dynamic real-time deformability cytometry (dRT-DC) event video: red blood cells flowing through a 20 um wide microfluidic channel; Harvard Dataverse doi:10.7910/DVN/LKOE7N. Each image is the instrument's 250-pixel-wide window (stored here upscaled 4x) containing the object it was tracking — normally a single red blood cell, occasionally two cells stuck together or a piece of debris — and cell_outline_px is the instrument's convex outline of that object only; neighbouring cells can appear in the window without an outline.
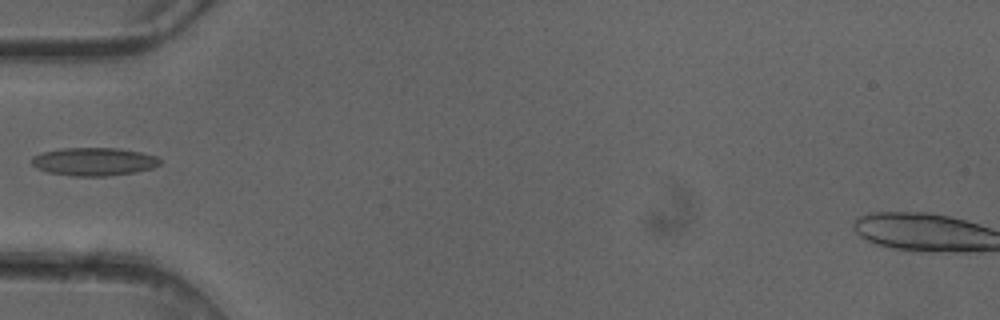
{"species": "common noctule bat (a hibernating species)", "species_latin": "Nyctalus noctula", "temperature_condition": "cold", "stored_images_in_passage": 4, "camera_frame_rate_fps": 3000, "um_per_image_px": 0.085, "animal": {"sex": "female"}, "frame": {"image": 1, "passage_image": 4, "time_ms": 1.0, "image_size_px": [1000, 320], "cell_outline_px": [[160, 164], [152, 168], [136, 172], [108, 176], [72, 176], [48, 172], [32, 164], [32, 156], [44, 152], [64, 148], [120, 148], [140, 152], [156, 156], [160, 160]], "centroid_in_image_um": [8.01, 13.74], "position_along_channel_um": 77.0, "area_um2": 20.87}}